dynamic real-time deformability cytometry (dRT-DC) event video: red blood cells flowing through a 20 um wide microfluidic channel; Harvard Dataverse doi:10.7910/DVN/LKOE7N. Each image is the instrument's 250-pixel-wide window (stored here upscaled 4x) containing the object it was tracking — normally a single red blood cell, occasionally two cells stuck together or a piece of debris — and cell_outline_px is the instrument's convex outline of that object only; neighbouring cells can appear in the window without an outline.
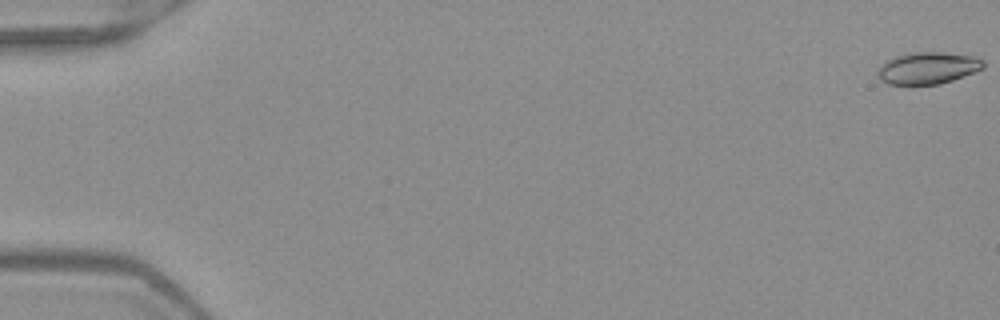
{"species": "Egyptian fruit bat (a non-hibernating species)", "species_latin": "Rousettus aegyptiacus", "temperature_condition": "warm", "stored_images_in_passage": 52, "camera_frame_rate_fps": 3000, "um_per_image_px": 0.085, "frame": {"image": 1, "passage_image": 1, "time_ms": 0.0, "image_size_px": [1000, 320], "cell_outline_px": [[984, 68], [952, 80], [940, 84], [888, 84], [880, 80], [876, 72], [880, 64], [884, 60], [896, 56], [912, 52], [944, 52], [972, 56], [984, 60]], "centroid_in_image_um": [78.82, 5.77], "position_along_channel_um": 6.2, "area_um2": 19.71}}
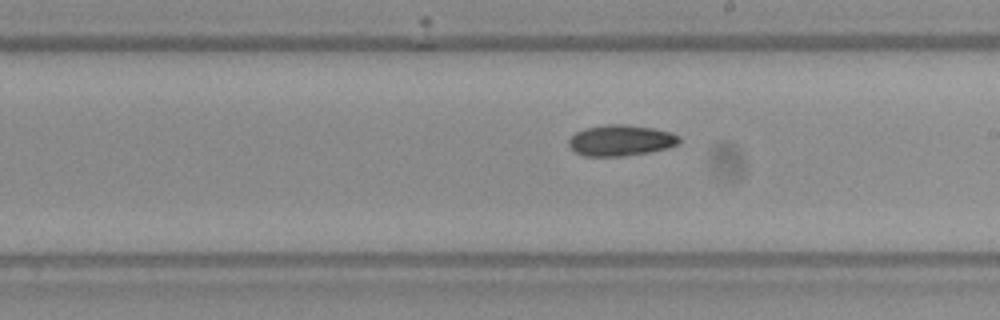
{"frame": {"image": 2, "passage_image": 31, "time_ms": 10.0, "image_size_px": [1000, 320], "cell_outline_px": [[680, 140], [676, 144], [668, 148], [648, 152], [624, 156], [584, 156], [576, 152], [568, 144], [568, 140], [576, 132], [584, 128], [604, 124], [624, 124], [652, 128], [672, 132], [680, 136]], "centroid_in_image_um": [52.76, 11.92], "position_along_channel_um": 236.2, "area_um2": 19.94}}
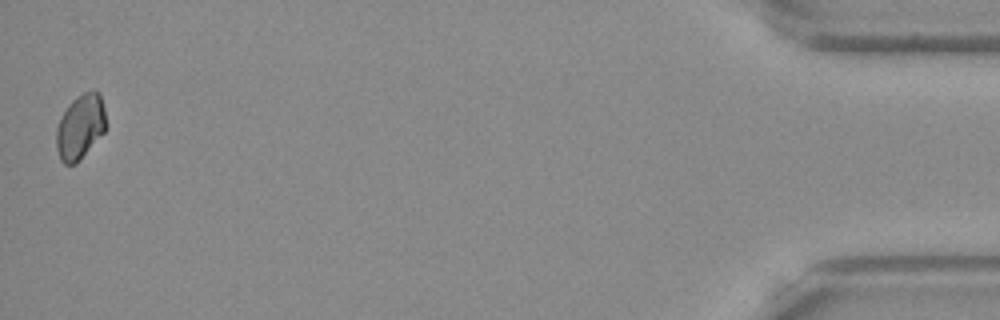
{"frame": {"image": 3, "passage_image": 52, "time_ms": 17.0, "image_size_px": [1000, 320], "cell_outline_px": [[108, 128], [80, 160], [76, 164], [64, 164], [60, 160], [56, 148], [56, 128], [60, 116], [68, 104], [72, 100], [84, 92], [96, 88], [100, 92], [108, 124]], "centroid_in_image_um": [6.84, 10.76], "position_along_channel_um": 428.4, "area_um2": 19.36}, "authors_computed_cell_mechanics": {"area_um2": 19.4786, "velocity_mm_per_s": 3.9951, "shape_relaxation_time_tau1_ms": 4.1008, "shape_relaxation_time_tau2_ms": null, "deformation_change_tau1": 0.0708, "deformation_change_tau2": null}}